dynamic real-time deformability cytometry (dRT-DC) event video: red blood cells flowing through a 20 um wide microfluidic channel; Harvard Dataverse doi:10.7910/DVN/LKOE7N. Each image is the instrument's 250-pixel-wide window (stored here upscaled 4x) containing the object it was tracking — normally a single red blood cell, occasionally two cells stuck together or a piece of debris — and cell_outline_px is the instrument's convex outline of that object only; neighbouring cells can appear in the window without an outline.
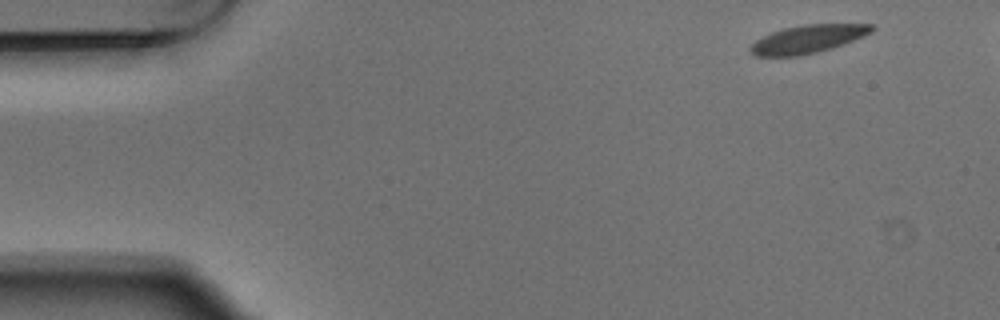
{"species": "Egyptian fruit bat (a non-hibernating species)", "species_latin": "Rousettus aegyptiacus", "temperature_condition": "warm", "stored_images_in_passage": 5, "camera_frame_rate_fps": 3000, "um_per_image_px": 0.085, "animal": {"sex": "male"}, "frame": {"image": 1, "passage_image": 1, "time_ms": 0.0, "image_size_px": [1000, 320], "cell_outline_px": [[876, 28], [872, 32], [832, 48], [800, 56], [756, 56], [748, 48], [756, 40], [772, 32], [784, 28], [804, 24], [872, 24]], "centroid_in_image_um": [68.66, 3.32], "position_along_channel_um": 16.3, "area_um2": 19.65}}